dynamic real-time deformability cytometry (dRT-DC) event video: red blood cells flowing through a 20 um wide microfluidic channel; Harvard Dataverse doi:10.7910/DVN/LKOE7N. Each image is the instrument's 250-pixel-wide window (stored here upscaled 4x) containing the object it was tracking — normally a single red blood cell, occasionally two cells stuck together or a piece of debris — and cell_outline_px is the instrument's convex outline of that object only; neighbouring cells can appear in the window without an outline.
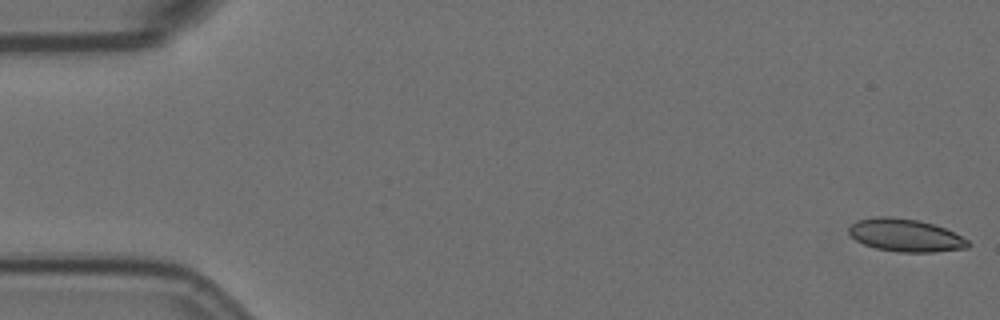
{"species": "Egyptian fruit bat (a non-hibernating species)", "species_latin": "Rousettus aegyptiacus", "temperature_condition": "room temperature", "stored_images_in_passage": 57, "camera_frame_rate_fps": 3000, "um_per_image_px": 0.085, "animal": {"sex": "female"}, "frame": {"image": 1, "passage_image": 1, "time_ms": 0.0, "image_size_px": [1000, 320], "cell_outline_px": [[972, 244], [968, 248], [936, 252], [900, 252], [876, 248], [864, 244], [856, 240], [848, 232], [848, 228], [856, 220], [876, 216], [892, 216], [920, 220], [944, 228], [968, 240]], "centroid_in_image_um": [76.96, 19.99], "position_along_channel_um": 8.0, "area_um2": 22.83}}
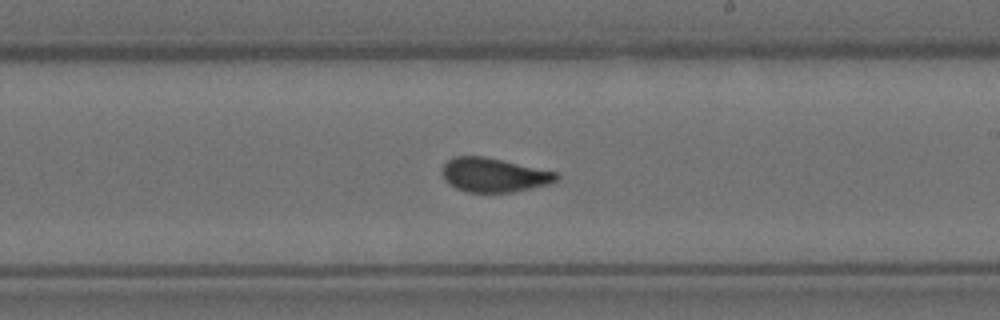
{"frame": {"image": 2, "passage_image": 33, "time_ms": 10.667, "image_size_px": [1000, 320], "cell_outline_px": [[560, 176], [552, 184], [512, 192], [468, 192], [456, 188], [448, 184], [444, 180], [444, 164], [448, 160], [456, 156], [484, 156], [556, 172]], "centroid_in_image_um": [42.0, 14.88], "position_along_channel_um": 247.0, "area_um2": 22.54}}
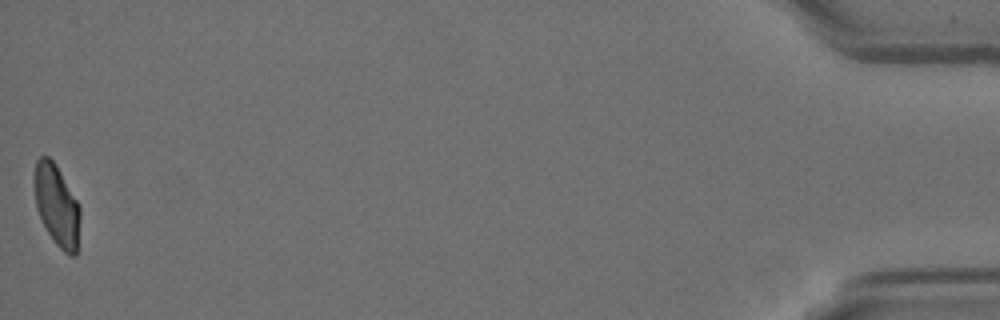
{"frame": {"image": 3, "passage_image": 57, "time_ms": 18.667, "image_size_px": [1000, 320], "cell_outline_px": [[80, 220], [76, 256], [72, 256], [64, 252], [52, 240], [36, 208], [32, 180], [32, 176], [36, 160], [40, 156], [48, 156], [56, 164], [80, 204]], "centroid_in_image_um": [4.81, 17.41], "position_along_channel_um": 430.4, "area_um2": 22.2}, "authors_computed_cell_mechanics": {"area_um2": 22.9466, "velocity_mm_per_s": 3.5313, "shape_relaxation_time_tau1_ms": null, "shape_relaxation_time_tau2_ms": 1.0705, "deformation_change_tau1": null, "deformation_change_tau2": 0.0509}}